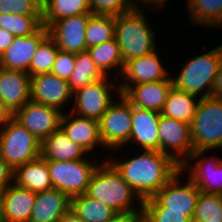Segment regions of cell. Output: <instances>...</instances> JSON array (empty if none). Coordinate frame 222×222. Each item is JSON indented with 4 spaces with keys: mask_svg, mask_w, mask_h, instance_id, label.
Listing matches in <instances>:
<instances>
[{
    "mask_svg": "<svg viewBox=\"0 0 222 222\" xmlns=\"http://www.w3.org/2000/svg\"><path fill=\"white\" fill-rule=\"evenodd\" d=\"M158 49L148 55L134 58L124 63L119 82L121 94L132 85L166 80L170 77L169 69L161 64Z\"/></svg>",
    "mask_w": 222,
    "mask_h": 222,
    "instance_id": "cell-14",
    "label": "cell"
},
{
    "mask_svg": "<svg viewBox=\"0 0 222 222\" xmlns=\"http://www.w3.org/2000/svg\"><path fill=\"white\" fill-rule=\"evenodd\" d=\"M42 0H3L1 14L8 13L23 16H42Z\"/></svg>",
    "mask_w": 222,
    "mask_h": 222,
    "instance_id": "cell-37",
    "label": "cell"
},
{
    "mask_svg": "<svg viewBox=\"0 0 222 222\" xmlns=\"http://www.w3.org/2000/svg\"><path fill=\"white\" fill-rule=\"evenodd\" d=\"M13 117L14 113L0 100V129L3 128Z\"/></svg>",
    "mask_w": 222,
    "mask_h": 222,
    "instance_id": "cell-44",
    "label": "cell"
},
{
    "mask_svg": "<svg viewBox=\"0 0 222 222\" xmlns=\"http://www.w3.org/2000/svg\"><path fill=\"white\" fill-rule=\"evenodd\" d=\"M72 100L68 81L52 73L31 76V101L55 107L64 113L63 106Z\"/></svg>",
    "mask_w": 222,
    "mask_h": 222,
    "instance_id": "cell-17",
    "label": "cell"
},
{
    "mask_svg": "<svg viewBox=\"0 0 222 222\" xmlns=\"http://www.w3.org/2000/svg\"><path fill=\"white\" fill-rule=\"evenodd\" d=\"M87 52L95 62L96 67L104 76H109L110 74L108 73L113 70H116L115 73H117L115 79L117 78V75L118 78L121 76L124 68V60L120 52V46L115 38L91 46L87 49Z\"/></svg>",
    "mask_w": 222,
    "mask_h": 222,
    "instance_id": "cell-27",
    "label": "cell"
},
{
    "mask_svg": "<svg viewBox=\"0 0 222 222\" xmlns=\"http://www.w3.org/2000/svg\"><path fill=\"white\" fill-rule=\"evenodd\" d=\"M71 199L55 188L36 193L29 222H57L70 210Z\"/></svg>",
    "mask_w": 222,
    "mask_h": 222,
    "instance_id": "cell-22",
    "label": "cell"
},
{
    "mask_svg": "<svg viewBox=\"0 0 222 222\" xmlns=\"http://www.w3.org/2000/svg\"><path fill=\"white\" fill-rule=\"evenodd\" d=\"M206 152L208 153V150L194 151L181 164V171L190 174L189 179L201 192L222 194V159L216 156L204 157ZM191 161L195 163L190 164ZM188 169L189 171H186Z\"/></svg>",
    "mask_w": 222,
    "mask_h": 222,
    "instance_id": "cell-11",
    "label": "cell"
},
{
    "mask_svg": "<svg viewBox=\"0 0 222 222\" xmlns=\"http://www.w3.org/2000/svg\"><path fill=\"white\" fill-rule=\"evenodd\" d=\"M67 113H62L60 127L71 141L78 144L87 153L100 146H103L104 150L106 149L100 138L99 121L80 117L72 112Z\"/></svg>",
    "mask_w": 222,
    "mask_h": 222,
    "instance_id": "cell-20",
    "label": "cell"
},
{
    "mask_svg": "<svg viewBox=\"0 0 222 222\" xmlns=\"http://www.w3.org/2000/svg\"><path fill=\"white\" fill-rule=\"evenodd\" d=\"M92 13H85L55 21L48 29L59 49L69 53L87 51L86 25Z\"/></svg>",
    "mask_w": 222,
    "mask_h": 222,
    "instance_id": "cell-15",
    "label": "cell"
},
{
    "mask_svg": "<svg viewBox=\"0 0 222 222\" xmlns=\"http://www.w3.org/2000/svg\"><path fill=\"white\" fill-rule=\"evenodd\" d=\"M14 182V171L0 156V190H5Z\"/></svg>",
    "mask_w": 222,
    "mask_h": 222,
    "instance_id": "cell-40",
    "label": "cell"
},
{
    "mask_svg": "<svg viewBox=\"0 0 222 222\" xmlns=\"http://www.w3.org/2000/svg\"><path fill=\"white\" fill-rule=\"evenodd\" d=\"M95 162L94 157L93 160L86 158L72 161L47 160L53 188L64 192L70 199L86 194L94 171L103 161Z\"/></svg>",
    "mask_w": 222,
    "mask_h": 222,
    "instance_id": "cell-8",
    "label": "cell"
},
{
    "mask_svg": "<svg viewBox=\"0 0 222 222\" xmlns=\"http://www.w3.org/2000/svg\"><path fill=\"white\" fill-rule=\"evenodd\" d=\"M42 22L49 28L65 17L92 13L89 0H42Z\"/></svg>",
    "mask_w": 222,
    "mask_h": 222,
    "instance_id": "cell-28",
    "label": "cell"
},
{
    "mask_svg": "<svg viewBox=\"0 0 222 222\" xmlns=\"http://www.w3.org/2000/svg\"><path fill=\"white\" fill-rule=\"evenodd\" d=\"M0 156L15 171L41 156V142L13 117L0 129Z\"/></svg>",
    "mask_w": 222,
    "mask_h": 222,
    "instance_id": "cell-6",
    "label": "cell"
},
{
    "mask_svg": "<svg viewBox=\"0 0 222 222\" xmlns=\"http://www.w3.org/2000/svg\"><path fill=\"white\" fill-rule=\"evenodd\" d=\"M58 46L55 40L48 35L38 46L35 52L31 64H30V77L43 74L51 73L52 66L55 62Z\"/></svg>",
    "mask_w": 222,
    "mask_h": 222,
    "instance_id": "cell-35",
    "label": "cell"
},
{
    "mask_svg": "<svg viewBox=\"0 0 222 222\" xmlns=\"http://www.w3.org/2000/svg\"><path fill=\"white\" fill-rule=\"evenodd\" d=\"M172 86L171 75L166 80L129 86L122 95L132 106L161 113Z\"/></svg>",
    "mask_w": 222,
    "mask_h": 222,
    "instance_id": "cell-21",
    "label": "cell"
},
{
    "mask_svg": "<svg viewBox=\"0 0 222 222\" xmlns=\"http://www.w3.org/2000/svg\"><path fill=\"white\" fill-rule=\"evenodd\" d=\"M89 2L93 14L117 16L139 8L135 0H89Z\"/></svg>",
    "mask_w": 222,
    "mask_h": 222,
    "instance_id": "cell-36",
    "label": "cell"
},
{
    "mask_svg": "<svg viewBox=\"0 0 222 222\" xmlns=\"http://www.w3.org/2000/svg\"><path fill=\"white\" fill-rule=\"evenodd\" d=\"M187 12L195 25L205 28L222 27V0H187Z\"/></svg>",
    "mask_w": 222,
    "mask_h": 222,
    "instance_id": "cell-29",
    "label": "cell"
},
{
    "mask_svg": "<svg viewBox=\"0 0 222 222\" xmlns=\"http://www.w3.org/2000/svg\"><path fill=\"white\" fill-rule=\"evenodd\" d=\"M3 3V0H0V14H1V4Z\"/></svg>",
    "mask_w": 222,
    "mask_h": 222,
    "instance_id": "cell-48",
    "label": "cell"
},
{
    "mask_svg": "<svg viewBox=\"0 0 222 222\" xmlns=\"http://www.w3.org/2000/svg\"><path fill=\"white\" fill-rule=\"evenodd\" d=\"M87 152L71 141L59 127L41 143V156L46 160L72 161L85 159Z\"/></svg>",
    "mask_w": 222,
    "mask_h": 222,
    "instance_id": "cell-24",
    "label": "cell"
},
{
    "mask_svg": "<svg viewBox=\"0 0 222 222\" xmlns=\"http://www.w3.org/2000/svg\"><path fill=\"white\" fill-rule=\"evenodd\" d=\"M111 81L108 76H104L72 92V102H74V105L70 112L80 117L99 121L115 101L116 97H113L112 93L116 91L115 94H117V96L121 94L119 84Z\"/></svg>",
    "mask_w": 222,
    "mask_h": 222,
    "instance_id": "cell-9",
    "label": "cell"
},
{
    "mask_svg": "<svg viewBox=\"0 0 222 222\" xmlns=\"http://www.w3.org/2000/svg\"><path fill=\"white\" fill-rule=\"evenodd\" d=\"M125 158L121 161L108 157L106 160L142 201L152 198L181 170L180 164L160 151L142 150L135 157Z\"/></svg>",
    "mask_w": 222,
    "mask_h": 222,
    "instance_id": "cell-1",
    "label": "cell"
},
{
    "mask_svg": "<svg viewBox=\"0 0 222 222\" xmlns=\"http://www.w3.org/2000/svg\"><path fill=\"white\" fill-rule=\"evenodd\" d=\"M221 61L222 44H219L214 49L185 61L178 76H172L173 85L198 98L210 97Z\"/></svg>",
    "mask_w": 222,
    "mask_h": 222,
    "instance_id": "cell-4",
    "label": "cell"
},
{
    "mask_svg": "<svg viewBox=\"0 0 222 222\" xmlns=\"http://www.w3.org/2000/svg\"><path fill=\"white\" fill-rule=\"evenodd\" d=\"M14 182L25 189L38 193L53 188L47 160L42 156L19 166L14 171Z\"/></svg>",
    "mask_w": 222,
    "mask_h": 222,
    "instance_id": "cell-25",
    "label": "cell"
},
{
    "mask_svg": "<svg viewBox=\"0 0 222 222\" xmlns=\"http://www.w3.org/2000/svg\"><path fill=\"white\" fill-rule=\"evenodd\" d=\"M212 97L222 98V61L216 74V79L212 89Z\"/></svg>",
    "mask_w": 222,
    "mask_h": 222,
    "instance_id": "cell-43",
    "label": "cell"
},
{
    "mask_svg": "<svg viewBox=\"0 0 222 222\" xmlns=\"http://www.w3.org/2000/svg\"><path fill=\"white\" fill-rule=\"evenodd\" d=\"M142 213H118L108 222H141Z\"/></svg>",
    "mask_w": 222,
    "mask_h": 222,
    "instance_id": "cell-41",
    "label": "cell"
},
{
    "mask_svg": "<svg viewBox=\"0 0 222 222\" xmlns=\"http://www.w3.org/2000/svg\"><path fill=\"white\" fill-rule=\"evenodd\" d=\"M76 54L58 50L55 62L52 66L51 73L63 80L68 81L71 73L75 69Z\"/></svg>",
    "mask_w": 222,
    "mask_h": 222,
    "instance_id": "cell-38",
    "label": "cell"
},
{
    "mask_svg": "<svg viewBox=\"0 0 222 222\" xmlns=\"http://www.w3.org/2000/svg\"><path fill=\"white\" fill-rule=\"evenodd\" d=\"M49 35V29L42 25L34 34L15 36L13 43L0 56V67L22 70L30 75V64L39 44Z\"/></svg>",
    "mask_w": 222,
    "mask_h": 222,
    "instance_id": "cell-16",
    "label": "cell"
},
{
    "mask_svg": "<svg viewBox=\"0 0 222 222\" xmlns=\"http://www.w3.org/2000/svg\"><path fill=\"white\" fill-rule=\"evenodd\" d=\"M161 113L133 106L132 127L129 143L141 150L159 151V120Z\"/></svg>",
    "mask_w": 222,
    "mask_h": 222,
    "instance_id": "cell-19",
    "label": "cell"
},
{
    "mask_svg": "<svg viewBox=\"0 0 222 222\" xmlns=\"http://www.w3.org/2000/svg\"><path fill=\"white\" fill-rule=\"evenodd\" d=\"M86 195L112 208L117 213H142L143 201L132 187L121 177L107 161L94 171L88 185ZM138 201L134 207V201Z\"/></svg>",
    "mask_w": 222,
    "mask_h": 222,
    "instance_id": "cell-2",
    "label": "cell"
},
{
    "mask_svg": "<svg viewBox=\"0 0 222 222\" xmlns=\"http://www.w3.org/2000/svg\"><path fill=\"white\" fill-rule=\"evenodd\" d=\"M99 120V134L104 147L116 152L125 147L131 135V103L120 94Z\"/></svg>",
    "mask_w": 222,
    "mask_h": 222,
    "instance_id": "cell-10",
    "label": "cell"
},
{
    "mask_svg": "<svg viewBox=\"0 0 222 222\" xmlns=\"http://www.w3.org/2000/svg\"><path fill=\"white\" fill-rule=\"evenodd\" d=\"M36 193L18 186L15 182L3 190L5 222H29Z\"/></svg>",
    "mask_w": 222,
    "mask_h": 222,
    "instance_id": "cell-23",
    "label": "cell"
},
{
    "mask_svg": "<svg viewBox=\"0 0 222 222\" xmlns=\"http://www.w3.org/2000/svg\"><path fill=\"white\" fill-rule=\"evenodd\" d=\"M0 222H5L3 213V190H0Z\"/></svg>",
    "mask_w": 222,
    "mask_h": 222,
    "instance_id": "cell-47",
    "label": "cell"
},
{
    "mask_svg": "<svg viewBox=\"0 0 222 222\" xmlns=\"http://www.w3.org/2000/svg\"><path fill=\"white\" fill-rule=\"evenodd\" d=\"M141 222H193V220L184 215V212L142 211Z\"/></svg>",
    "mask_w": 222,
    "mask_h": 222,
    "instance_id": "cell-39",
    "label": "cell"
},
{
    "mask_svg": "<svg viewBox=\"0 0 222 222\" xmlns=\"http://www.w3.org/2000/svg\"><path fill=\"white\" fill-rule=\"evenodd\" d=\"M103 77L90 54L87 51L80 52L76 54L75 69L71 73L68 85L71 92H74Z\"/></svg>",
    "mask_w": 222,
    "mask_h": 222,
    "instance_id": "cell-31",
    "label": "cell"
},
{
    "mask_svg": "<svg viewBox=\"0 0 222 222\" xmlns=\"http://www.w3.org/2000/svg\"><path fill=\"white\" fill-rule=\"evenodd\" d=\"M198 96L171 87L161 115L191 124L199 104Z\"/></svg>",
    "mask_w": 222,
    "mask_h": 222,
    "instance_id": "cell-26",
    "label": "cell"
},
{
    "mask_svg": "<svg viewBox=\"0 0 222 222\" xmlns=\"http://www.w3.org/2000/svg\"><path fill=\"white\" fill-rule=\"evenodd\" d=\"M62 113L55 107L30 100L14 113V118L42 143L60 127Z\"/></svg>",
    "mask_w": 222,
    "mask_h": 222,
    "instance_id": "cell-13",
    "label": "cell"
},
{
    "mask_svg": "<svg viewBox=\"0 0 222 222\" xmlns=\"http://www.w3.org/2000/svg\"><path fill=\"white\" fill-rule=\"evenodd\" d=\"M115 37V16L91 14L86 25L87 48L104 43Z\"/></svg>",
    "mask_w": 222,
    "mask_h": 222,
    "instance_id": "cell-32",
    "label": "cell"
},
{
    "mask_svg": "<svg viewBox=\"0 0 222 222\" xmlns=\"http://www.w3.org/2000/svg\"><path fill=\"white\" fill-rule=\"evenodd\" d=\"M158 130L159 151L183 164L193 153L190 124L161 115Z\"/></svg>",
    "mask_w": 222,
    "mask_h": 222,
    "instance_id": "cell-12",
    "label": "cell"
},
{
    "mask_svg": "<svg viewBox=\"0 0 222 222\" xmlns=\"http://www.w3.org/2000/svg\"><path fill=\"white\" fill-rule=\"evenodd\" d=\"M168 0H135V3H136V5H138L139 6V8H140V5L142 4L143 6H145L144 8H148V10L149 9H151V11L154 9H156V10H158V9H162L163 8V6H165L166 4V2H167ZM139 2V3H138ZM138 3V4H137Z\"/></svg>",
    "mask_w": 222,
    "mask_h": 222,
    "instance_id": "cell-45",
    "label": "cell"
},
{
    "mask_svg": "<svg viewBox=\"0 0 222 222\" xmlns=\"http://www.w3.org/2000/svg\"><path fill=\"white\" fill-rule=\"evenodd\" d=\"M43 25L42 16H23L18 14H0V28L14 36H29Z\"/></svg>",
    "mask_w": 222,
    "mask_h": 222,
    "instance_id": "cell-33",
    "label": "cell"
},
{
    "mask_svg": "<svg viewBox=\"0 0 222 222\" xmlns=\"http://www.w3.org/2000/svg\"><path fill=\"white\" fill-rule=\"evenodd\" d=\"M15 36L3 28H0V56L13 43Z\"/></svg>",
    "mask_w": 222,
    "mask_h": 222,
    "instance_id": "cell-42",
    "label": "cell"
},
{
    "mask_svg": "<svg viewBox=\"0 0 222 222\" xmlns=\"http://www.w3.org/2000/svg\"><path fill=\"white\" fill-rule=\"evenodd\" d=\"M190 129L193 152L222 150V98H200Z\"/></svg>",
    "mask_w": 222,
    "mask_h": 222,
    "instance_id": "cell-5",
    "label": "cell"
},
{
    "mask_svg": "<svg viewBox=\"0 0 222 222\" xmlns=\"http://www.w3.org/2000/svg\"><path fill=\"white\" fill-rule=\"evenodd\" d=\"M70 210L85 222H108L118 214L112 208L86 194L71 198Z\"/></svg>",
    "mask_w": 222,
    "mask_h": 222,
    "instance_id": "cell-30",
    "label": "cell"
},
{
    "mask_svg": "<svg viewBox=\"0 0 222 222\" xmlns=\"http://www.w3.org/2000/svg\"><path fill=\"white\" fill-rule=\"evenodd\" d=\"M57 222H85L81 220L76 214L71 210L65 213Z\"/></svg>",
    "mask_w": 222,
    "mask_h": 222,
    "instance_id": "cell-46",
    "label": "cell"
},
{
    "mask_svg": "<svg viewBox=\"0 0 222 222\" xmlns=\"http://www.w3.org/2000/svg\"><path fill=\"white\" fill-rule=\"evenodd\" d=\"M193 222H222V196L221 194L200 192Z\"/></svg>",
    "mask_w": 222,
    "mask_h": 222,
    "instance_id": "cell-34",
    "label": "cell"
},
{
    "mask_svg": "<svg viewBox=\"0 0 222 222\" xmlns=\"http://www.w3.org/2000/svg\"><path fill=\"white\" fill-rule=\"evenodd\" d=\"M183 171H179L152 198L143 201L142 211H176L193 218L200 189L188 178L179 180Z\"/></svg>",
    "mask_w": 222,
    "mask_h": 222,
    "instance_id": "cell-7",
    "label": "cell"
},
{
    "mask_svg": "<svg viewBox=\"0 0 222 222\" xmlns=\"http://www.w3.org/2000/svg\"><path fill=\"white\" fill-rule=\"evenodd\" d=\"M137 8L131 12L115 16V39L120 46L124 63L134 58L148 55L156 47L155 33L149 24L145 9Z\"/></svg>",
    "mask_w": 222,
    "mask_h": 222,
    "instance_id": "cell-3",
    "label": "cell"
},
{
    "mask_svg": "<svg viewBox=\"0 0 222 222\" xmlns=\"http://www.w3.org/2000/svg\"><path fill=\"white\" fill-rule=\"evenodd\" d=\"M0 100L15 113L31 100V77L22 70L0 67Z\"/></svg>",
    "mask_w": 222,
    "mask_h": 222,
    "instance_id": "cell-18",
    "label": "cell"
}]
</instances>
